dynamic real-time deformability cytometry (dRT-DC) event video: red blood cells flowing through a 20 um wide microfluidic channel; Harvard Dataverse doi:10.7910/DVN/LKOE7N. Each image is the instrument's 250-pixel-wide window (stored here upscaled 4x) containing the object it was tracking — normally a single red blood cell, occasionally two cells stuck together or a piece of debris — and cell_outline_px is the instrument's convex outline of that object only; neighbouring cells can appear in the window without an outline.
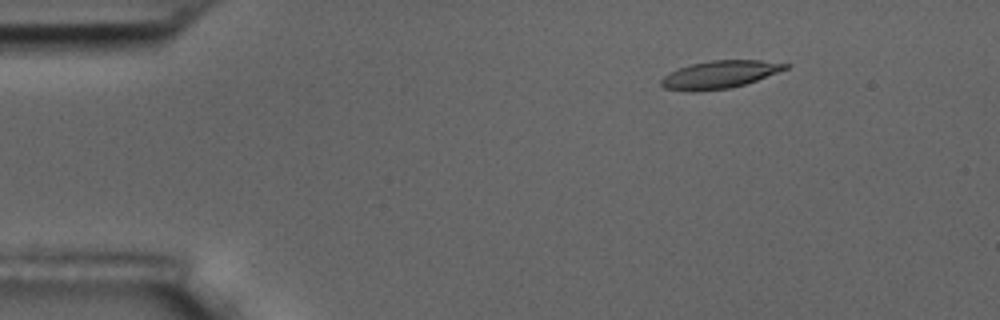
{"species": "common noctule bat (a hibernating species)", "species_latin": "Nyctalus noctula", "temperature_condition": "room temperature", "stored_images_in_passage": 13, "camera_frame_rate_fps": 3000, "um_per_image_px": 0.085, "animal": {"sex": "male", "body_mass_g": 17.5, "forearm_length_mm": 52.3}, "frame": {"image": 1, "passage_image": 3, "time_ms": 2.333, "image_size_px": [1000, 320], "cell_outline_px": [[792, 64], [788, 68], [756, 80], [744, 84], [728, 88], [696, 92], [692, 92], [664, 88], [660, 84], [660, 80], [668, 72], [692, 64], [712, 60], [760, 60]], "centroid_in_image_um": [61.14, 6.34], "position_along_channel_um": 23.9, "area_um2": 19.94}}
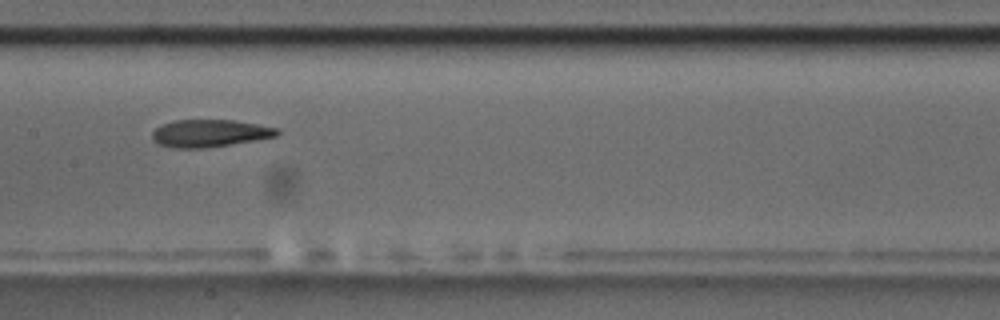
{"frame": {"image": 2, "passage_image": 8, "time_ms": 9.0, "image_size_px": [1000, 320], "cell_outline_px": [[280, 132], [276, 136], [256, 140], [204, 148], [172, 148], [160, 144], [152, 140], [152, 132], [160, 124], [176, 120], [232, 120], [280, 128]], "centroid_in_image_um": [17.81, 11.32], "position_along_channel_um": 189.6, "area_um2": 19.94}}
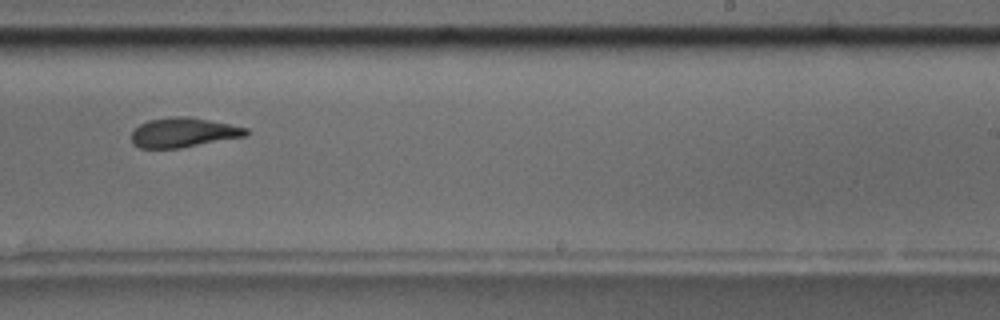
{"frame": {"image": 3, "passage_image": 10, "time_ms": 11.333, "image_size_px": [1000, 320], "cell_outline_px": [[248, 136], [180, 148], [140, 148], [132, 144], [132, 132], [140, 124], [148, 120], [172, 116], [188, 116], [248, 128]], "centroid_in_image_um": [15.59, 11.27], "position_along_channel_um": 273.4, "area_um2": 19.77}, "authors_computed_cell_mechanics": {"area_um2": 20.0566, "velocity_mm_per_s": 3.6065, "shape_relaxation_time_tau1_ms": 4.0381, "shape_relaxation_time_tau2_ms": 2.8149, "deformation_change_tau1": 0.1469, "deformation_change_tau2": 0.0919}}